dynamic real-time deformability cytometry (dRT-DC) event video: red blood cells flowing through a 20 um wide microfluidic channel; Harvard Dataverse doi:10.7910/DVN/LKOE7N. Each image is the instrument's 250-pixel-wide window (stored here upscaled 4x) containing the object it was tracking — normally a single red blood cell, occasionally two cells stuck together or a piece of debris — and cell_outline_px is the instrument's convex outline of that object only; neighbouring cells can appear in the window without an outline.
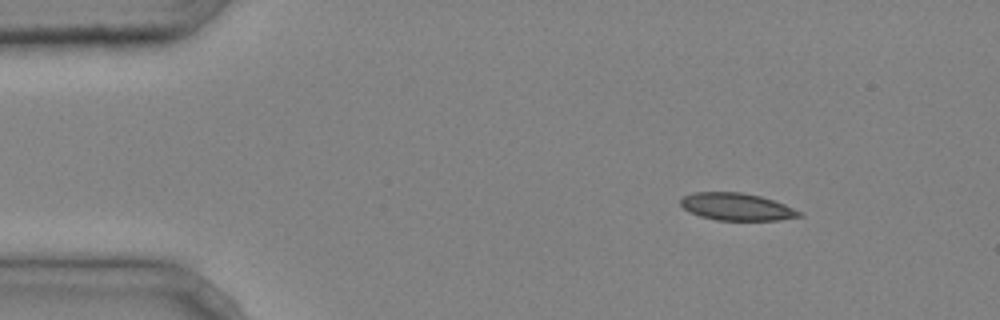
{"species": "common noctule bat (a hibernating species)", "species_latin": "Nyctalus noctula", "temperature_condition": "cold", "stored_images_in_passage": 3, "camera_frame_rate_fps": 3000, "um_per_image_px": 0.085, "animal": {"sex": "male", "body_mass_g": 20.4}, "frame": {"image": 1, "passage_image": 1, "time_ms": 0.0, "image_size_px": [1000, 320], "cell_outline_px": [[804, 216], [780, 220], [716, 220], [700, 216], [684, 208], [680, 204], [680, 200], [684, 196], [692, 192], [740, 192], [760, 196], [784, 204], [804, 212]], "centroid_in_image_um": [62.66, 17.58], "position_along_channel_um": 22.3, "area_um2": 18.9}}
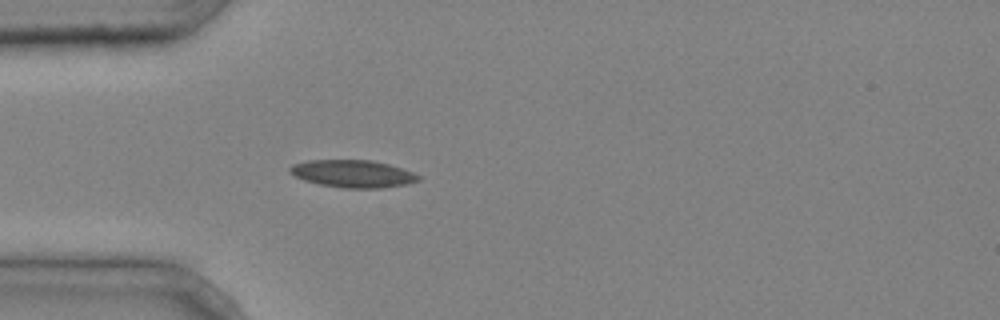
{"frame": {"image": 2, "passage_image": 3, "time_ms": 0.667, "image_size_px": [1000, 320], "cell_outline_px": [[420, 180], [408, 184], [384, 188], [344, 188], [320, 184], [304, 180], [288, 172], [288, 168], [292, 164], [308, 160], [372, 160], [388, 164], [412, 172], [420, 176]], "centroid_in_image_um": [29.98, 14.77], "position_along_channel_um": 55.0, "area_um2": 20.58}}